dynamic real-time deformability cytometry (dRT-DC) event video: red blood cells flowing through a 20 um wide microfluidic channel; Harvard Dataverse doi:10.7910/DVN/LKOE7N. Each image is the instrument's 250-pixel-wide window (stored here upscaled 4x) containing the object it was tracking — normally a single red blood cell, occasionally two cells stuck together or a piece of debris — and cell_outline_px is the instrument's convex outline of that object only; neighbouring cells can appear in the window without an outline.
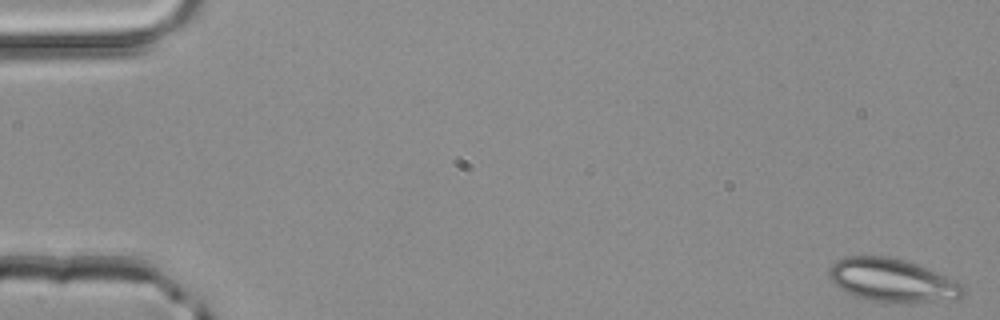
{"species": "common noctule bat (a hibernating species)", "species_latin": "Nyctalus noctula", "temperature_condition": "room temperature", "stored_images_in_passage": 52, "camera_frame_rate_fps": 3000, "um_per_image_px": 0.085, "animal": {"sex": "male", "body_mass_g": 20.4}, "frame": {"image": 1, "passage_image": 1, "time_ms": 0.0, "image_size_px": [1000, 320], "cell_outline_px": [[964, 296], [956, 300], [872, 300], [848, 292], [840, 288], [828, 276], [828, 272], [832, 264], [836, 260], [844, 256], [884, 256], [904, 260], [916, 264], [956, 280], [964, 284]], "centroid_in_image_um": [75.86, 23.78], "position_along_channel_um": 9.1, "area_um2": 32.71}}
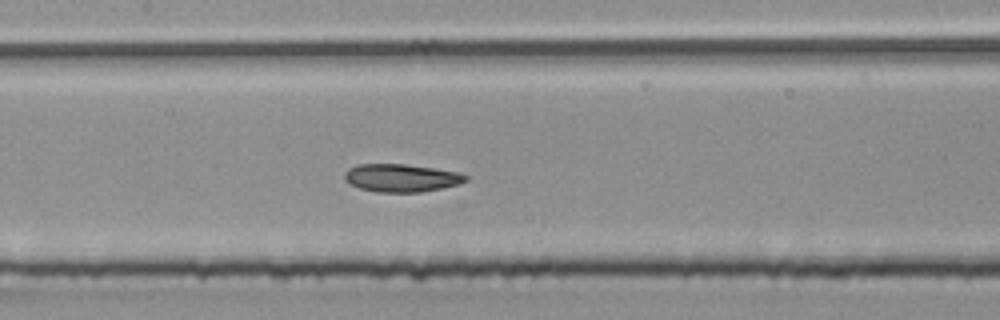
{"frame": {"image": 2, "passage_image": 25, "time_ms": 8.0, "image_size_px": [1000, 320], "cell_outline_px": [[468, 180], [460, 184], [420, 192], [376, 192], [360, 188], [348, 184], [344, 180], [344, 172], [348, 168], [356, 164], [404, 164], [432, 168], [456, 172], [468, 176]], "centroid_in_image_um": [34.05, 15.12], "position_along_channel_um": 173.3, "area_um2": 19.71}}
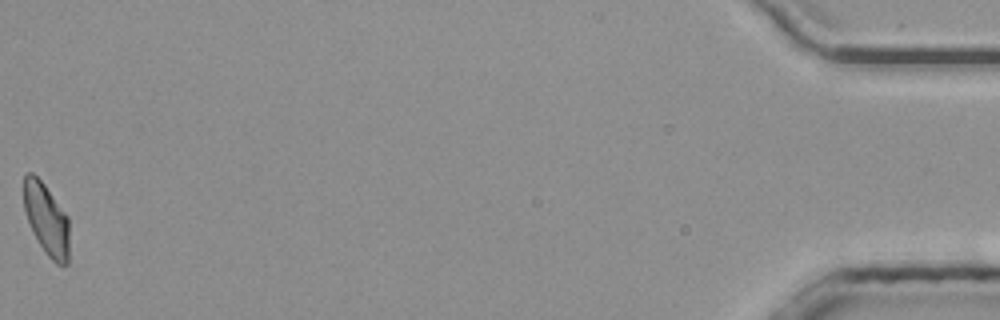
{"frame": {"image": 3, "passage_image": 52, "time_ms": 17.0, "image_size_px": [1000, 320], "cell_outline_px": [[68, 264], [64, 268], [56, 264], [44, 252], [28, 220], [24, 208], [24, 176], [28, 172], [32, 172], [44, 184], [68, 216]], "centroid_in_image_um": [3.97, 18.67], "position_along_channel_um": 431.2, "area_um2": 18.79}, "authors_computed_cell_mechanics": {"area_um2": 19.8254, "velocity_mm_per_s": 4.0382, "shape_relaxation_time_tau1_ms": 9.1458, "shape_relaxation_time_tau2_ms": 2.9132, "deformation_change_tau1": 0.1665, "deformation_change_tau2": 0.0937}}